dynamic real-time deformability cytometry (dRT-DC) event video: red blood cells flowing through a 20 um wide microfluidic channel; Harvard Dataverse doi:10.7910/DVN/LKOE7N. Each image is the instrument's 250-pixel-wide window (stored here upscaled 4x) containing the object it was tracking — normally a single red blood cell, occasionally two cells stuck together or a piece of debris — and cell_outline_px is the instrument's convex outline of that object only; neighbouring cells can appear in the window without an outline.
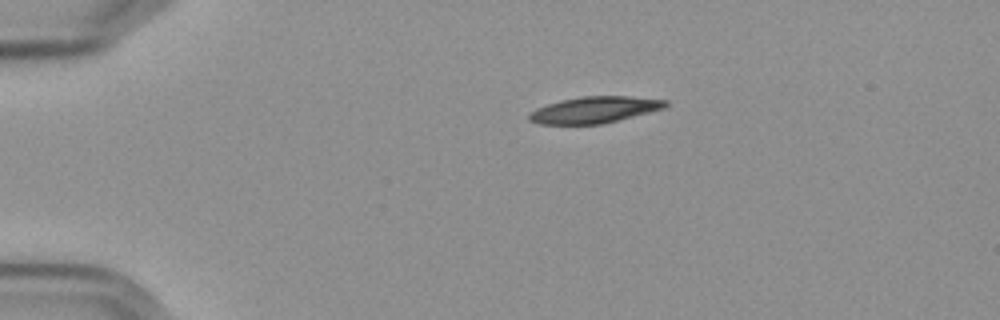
{"species": "Egyptian fruit bat (a non-hibernating species)", "species_latin": "Rousettus aegyptiacus", "temperature_condition": "cold", "stored_images_in_passage": 46, "camera_frame_rate_fps": 3000, "um_per_image_px": 0.085, "frame": {"image": 1, "passage_image": 1, "time_ms": 0.0, "image_size_px": [1000, 320], "cell_outline_px": [[668, 104], [664, 108], [600, 124], [540, 124], [528, 120], [528, 116], [536, 108], [560, 100], [580, 96], [628, 96], [668, 100]], "centroid_in_image_um": [50.5, 9.32], "position_along_channel_um": 34.5, "area_um2": 20.75}}
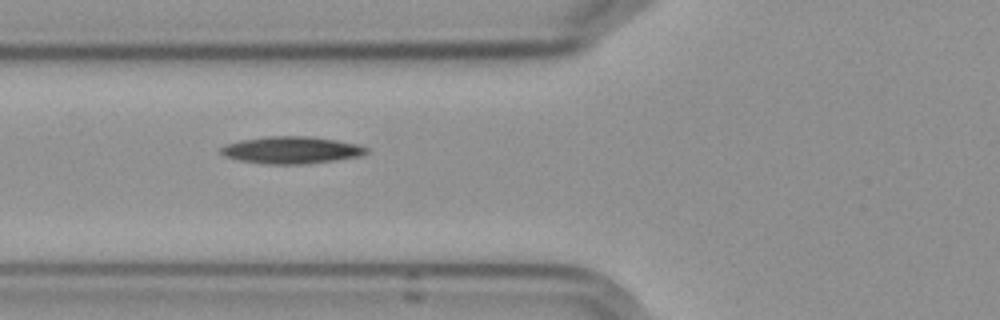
{"frame": {"image": 2, "passage_image": 11, "time_ms": 3.333, "image_size_px": [1000, 320], "cell_outline_px": [[368, 152], [360, 156], [336, 160], [304, 164], [264, 164], [240, 160], [224, 156], [220, 152], [220, 148], [224, 144], [240, 140], [268, 136], [308, 136], [336, 140], [360, 144], [368, 148]], "centroid_in_image_um": [24.77, 12.75], "position_along_channel_um": 101.0, "area_um2": 23.12}}
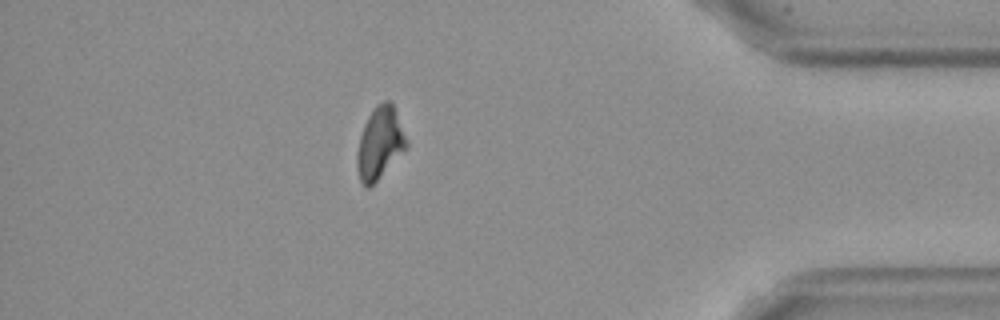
{"frame": {"image": 3, "passage_image": 39, "time_ms": 12.667, "image_size_px": [1000, 320], "cell_outline_px": [[408, 148], [368, 188], [364, 188], [360, 180], [356, 168], [356, 152], [360, 136], [364, 124], [368, 116], [376, 104], [384, 100], [388, 100], [392, 104], [396, 112], [408, 144]], "centroid_in_image_um": [32.26, 12.17], "position_along_channel_um": 402.9, "area_um2": 20.63}}